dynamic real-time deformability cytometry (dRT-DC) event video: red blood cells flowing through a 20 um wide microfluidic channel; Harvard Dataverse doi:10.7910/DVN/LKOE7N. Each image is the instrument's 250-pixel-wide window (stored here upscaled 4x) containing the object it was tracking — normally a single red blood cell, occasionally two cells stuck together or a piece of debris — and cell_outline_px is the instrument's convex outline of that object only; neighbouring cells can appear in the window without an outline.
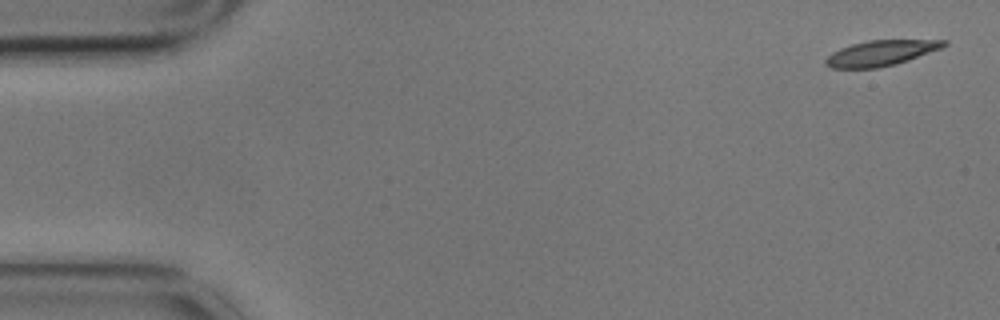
{"species": "common noctule bat (a hibernating species)", "species_latin": "Nyctalus noctula", "temperature_condition": "cold", "stored_images_in_passage": 5, "camera_frame_rate_fps": 3000, "um_per_image_px": 0.085, "animal": {"sex": "male", "body_mass_g": 17.9}, "frame": {"image": 1, "passage_image": 1, "time_ms": 0.0, "image_size_px": [1000, 320], "cell_outline_px": [[948, 44], [940, 48], [908, 60], [896, 64], [876, 68], [832, 68], [824, 64], [824, 60], [832, 52], [840, 48], [852, 44], [868, 40], [948, 40]], "centroid_in_image_um": [74.84, 4.51], "position_along_channel_um": 10.2, "area_um2": 17.4}}